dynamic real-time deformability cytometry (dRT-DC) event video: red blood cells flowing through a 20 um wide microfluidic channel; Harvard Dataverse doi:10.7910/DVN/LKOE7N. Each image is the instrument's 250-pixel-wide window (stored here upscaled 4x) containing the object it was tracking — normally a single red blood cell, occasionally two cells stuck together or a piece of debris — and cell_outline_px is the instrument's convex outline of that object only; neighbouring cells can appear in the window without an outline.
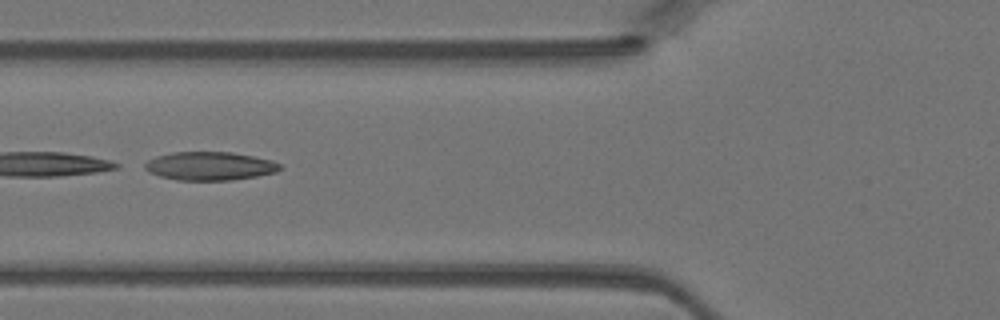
{"species": "Egyptian fruit bat (a non-hibernating species)", "species_latin": "Rousettus aegyptiacus", "temperature_condition": "warm", "stored_images_in_passage": 32, "camera_frame_rate_fps": 3000, "um_per_image_px": 0.085, "animal": {"sex": "female"}, "frame": {"image": 1, "passage_image": 5, "time_ms": 1.333, "image_size_px": [1000, 320], "cell_outline_px": [[284, 168], [276, 172], [256, 176], [232, 180], [176, 180], [160, 176], [148, 172], [144, 168], [144, 164], [148, 160], [156, 156], [172, 152], [232, 152], [272, 160], [280, 164]], "centroid_in_image_um": [17.83, 14.11], "position_along_channel_um": 108.0, "area_um2": 22.48}}